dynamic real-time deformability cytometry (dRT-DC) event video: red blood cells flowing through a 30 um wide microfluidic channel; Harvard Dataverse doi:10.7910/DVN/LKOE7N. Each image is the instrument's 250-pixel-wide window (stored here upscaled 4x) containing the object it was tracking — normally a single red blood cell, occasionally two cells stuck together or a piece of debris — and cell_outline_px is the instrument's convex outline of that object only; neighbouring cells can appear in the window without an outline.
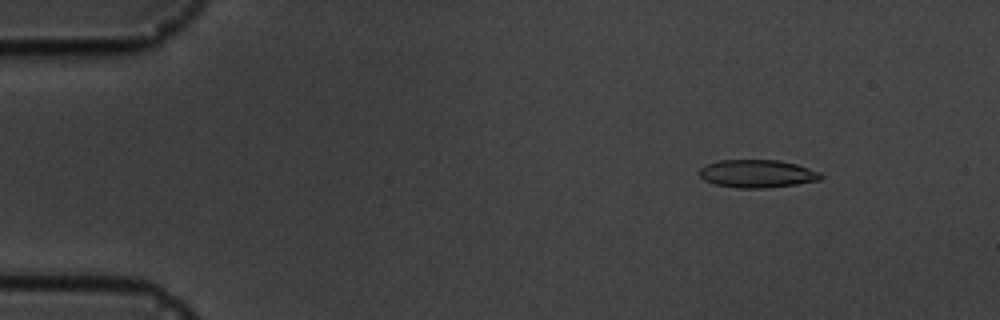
{"species": "common noctule bat (a hibernating species)", "species_latin": "Nyctalus noctula", "temperature_condition": "cold", "stored_images_in_passage": 4, "camera_frame_rate_fps": 3000, "um_per_image_px": 0.085, "animal": {"sex": "male", "body_mass_g": 19.5, "forearm_length_mm": 54.6}, "frame": {"image": 1, "passage_image": 2, "time_ms": 2.0, "image_size_px": [1000, 320], "cell_outline_px": [[824, 176], [820, 180], [796, 184], [764, 188], [740, 188], [712, 184], [704, 180], [700, 176], [700, 168], [708, 164], [720, 160], [780, 160], [796, 164], [820, 172]], "centroid_in_image_um": [64.37, 14.76], "position_along_channel_um": 20.6, "area_um2": 19.71}}